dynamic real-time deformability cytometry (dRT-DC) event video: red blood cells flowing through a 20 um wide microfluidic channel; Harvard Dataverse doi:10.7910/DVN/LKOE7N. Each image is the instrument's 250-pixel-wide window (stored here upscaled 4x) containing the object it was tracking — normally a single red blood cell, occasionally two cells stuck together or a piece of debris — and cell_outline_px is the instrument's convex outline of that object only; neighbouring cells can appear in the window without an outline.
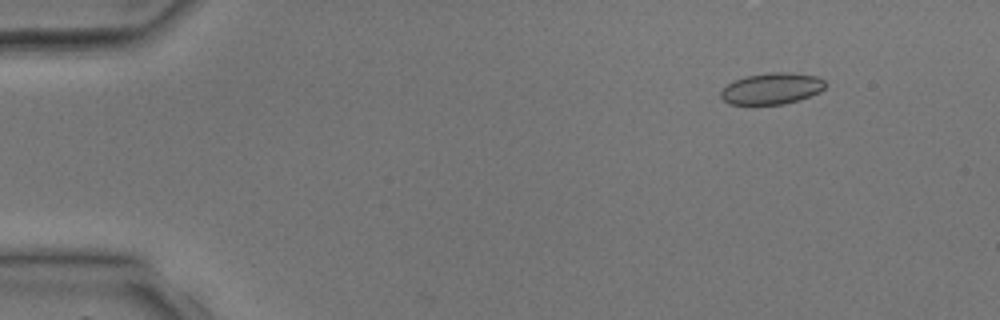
{"species": "common noctule bat (a hibernating species)", "species_latin": "Nyctalus noctula", "temperature_condition": "room temperature", "stored_images_in_passage": 3, "camera_frame_rate_fps": 3000, "um_per_image_px": 0.085, "animal": {"sex": "male", "body_mass_g": 17.9, "forearm_length_mm": 54.2}, "frame": {"image": 1, "passage_image": 2, "time_ms": 1.0, "image_size_px": [1000, 320], "cell_outline_px": [[824, 88], [820, 92], [800, 100], [784, 104], [728, 104], [720, 96], [720, 92], [728, 84], [744, 76], [772, 72], [788, 72], [816, 76], [824, 80]], "centroid_in_image_um": [65.6, 7.53], "position_along_channel_um": 19.4, "area_um2": 19.02}}